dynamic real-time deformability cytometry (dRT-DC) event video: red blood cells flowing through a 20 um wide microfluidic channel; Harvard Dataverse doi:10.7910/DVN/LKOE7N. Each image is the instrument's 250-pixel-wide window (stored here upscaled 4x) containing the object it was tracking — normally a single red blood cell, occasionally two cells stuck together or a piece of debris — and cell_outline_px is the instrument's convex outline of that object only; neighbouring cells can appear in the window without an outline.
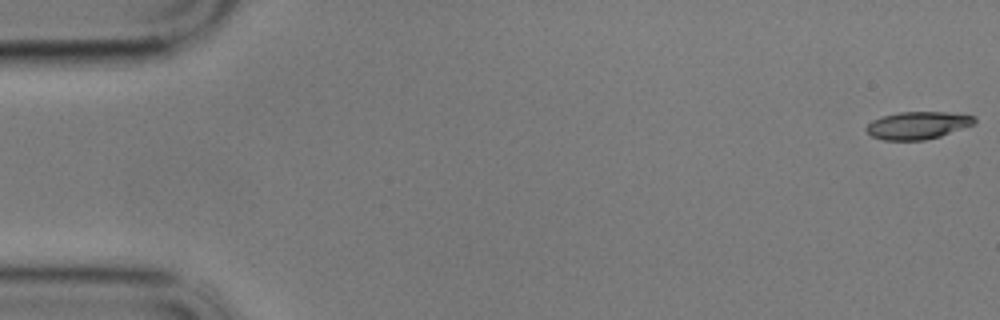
{"species": "common noctule bat (a hibernating species)", "species_latin": "Nyctalus noctula", "temperature_condition": "cold", "stored_images_in_passage": 58, "camera_frame_rate_fps": 3000, "um_per_image_px": 0.085, "animal": {"sex": "male", "body_mass_g": 17.9}, "frame": {"image": 1, "passage_image": 1, "time_ms": 0.0, "image_size_px": [1000, 320], "cell_outline_px": [[976, 124], [940, 136], [924, 140], [884, 140], [872, 136], [864, 128], [872, 120], [884, 116], [900, 112], [948, 112], [976, 116]], "centroid_in_image_um": [78.04, 10.65], "position_along_channel_um": 7.0, "area_um2": 17.34}}
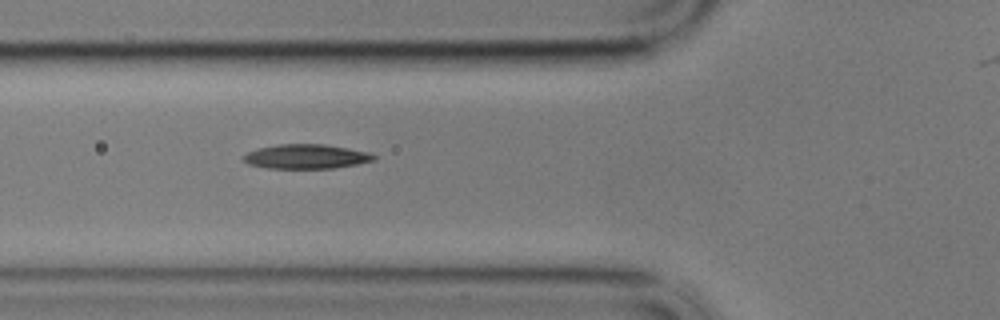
{"frame": {"image": 2, "passage_image": 21, "time_ms": 6.667, "image_size_px": [1000, 320], "cell_outline_px": [[376, 160], [356, 164], [332, 168], [268, 168], [248, 164], [240, 156], [256, 148], [276, 144], [324, 144], [372, 152], [376, 156]], "centroid_in_image_um": [26.02, 13.29], "position_along_channel_um": 99.8, "area_um2": 18.73}}
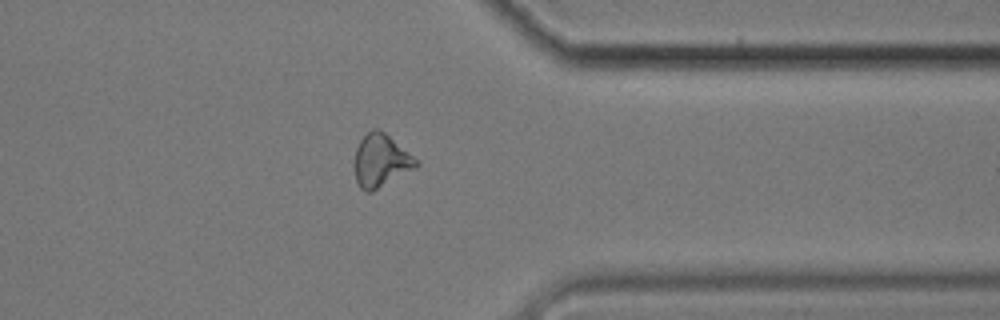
{"frame": {"image": 3, "passage_image": 46, "time_ms": 15.0, "image_size_px": [1000, 320], "cell_outline_px": [[420, 164], [416, 168], [372, 192], [364, 192], [360, 188], [356, 180], [352, 164], [356, 148], [360, 140], [372, 128], [376, 128], [384, 132], [420, 160]], "centroid_in_image_um": [32.37, 13.67], "position_along_channel_um": 379.0, "area_um2": 19.42}, "authors_computed_cell_mechanics": {"area_um2": 18.2937, "velocity_mm_per_s": 3.4343, "shape_relaxation_time_tau1_ms": 5.4954, "shape_relaxation_time_tau2_ms": 11.3462, "deformation_change_tau1": 0.1378, "deformation_change_tau2": 0.2205}}